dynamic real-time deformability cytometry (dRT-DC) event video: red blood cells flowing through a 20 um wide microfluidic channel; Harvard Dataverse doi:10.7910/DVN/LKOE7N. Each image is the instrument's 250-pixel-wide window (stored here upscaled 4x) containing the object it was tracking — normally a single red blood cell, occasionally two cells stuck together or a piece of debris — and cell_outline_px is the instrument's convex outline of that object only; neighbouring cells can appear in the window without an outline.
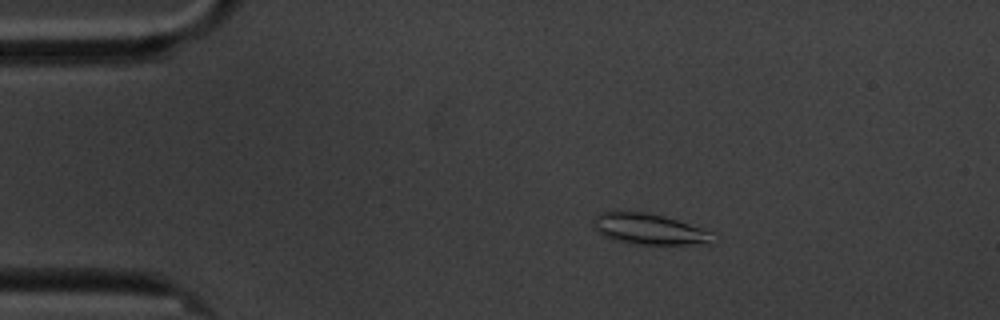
{"species": "common noctule bat (a hibernating species)", "species_latin": "Nyctalus noctula", "temperature_condition": "cold", "stored_images_in_passage": 58, "camera_frame_rate_fps": 3000, "um_per_image_px": 0.085, "animal": {"sex": "male", "body_mass_g": 20.1, "forearm_length_mm": 53.5}, "frame": {"image": 1, "passage_image": 10, "time_ms": 3.0, "image_size_px": [1000, 320], "cell_outline_px": [[720, 236], [712, 244], [636, 244], [612, 240], [596, 232], [592, 220], [600, 212], [644, 212], [664, 216], [712, 232]], "centroid_in_image_um": [55.22, 19.49], "position_along_channel_um": 29.8, "area_um2": 21.62}}
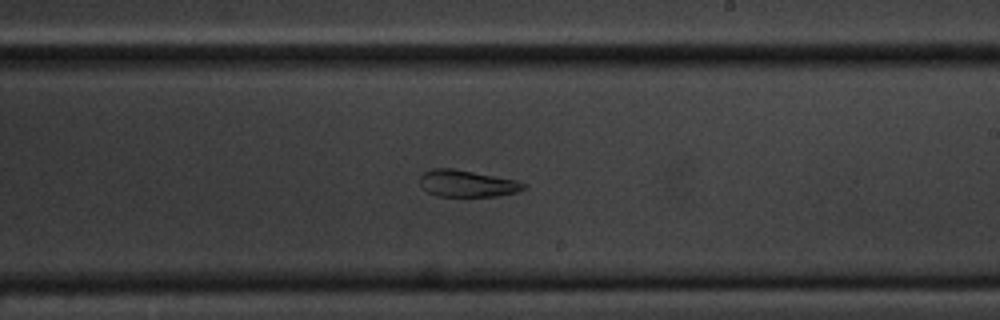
{"frame": {"image": 2, "passage_image": 34, "time_ms": 11.0, "image_size_px": [1000, 320], "cell_outline_px": [[528, 188], [516, 192], [496, 196], [436, 196], [428, 192], [420, 184], [420, 176], [424, 172], [432, 168], [452, 168], [516, 180], [528, 184]], "centroid_in_image_um": [39.72, 15.6], "position_along_channel_um": 249.3, "area_um2": 16.18}}
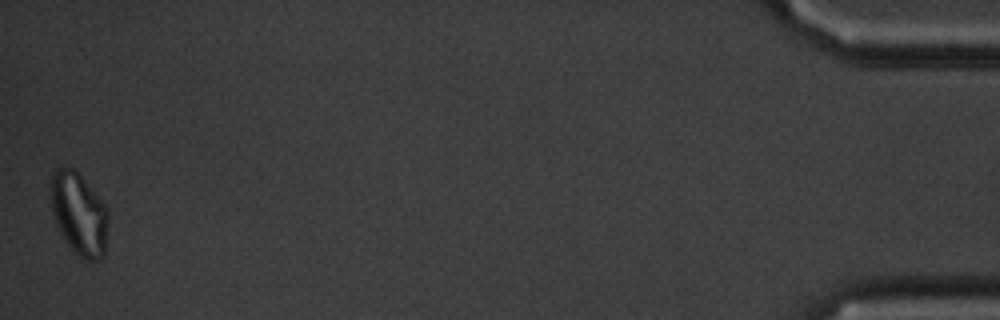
{"frame": {"image": 3, "passage_image": 58, "time_ms": 19.0, "image_size_px": [1000, 320], "cell_outline_px": [[108, 220], [104, 256], [100, 260], [80, 260], [72, 252], [64, 240], [56, 224], [52, 212], [48, 184], [52, 172], [56, 168], [72, 168], [80, 176], [108, 208]], "centroid_in_image_um": [6.68, 18.22], "position_along_channel_um": 428.5, "area_um2": 28.09}, "authors_computed_cell_mechanics": {"area_um2": 21.0103, "velocity_mm_per_s": 3.3808, "shape_relaxation_time_tau1_ms": null, "shape_relaxation_time_tau2_ms": 2.37, "deformation_change_tau1": null, "deformation_change_tau2": 0.0872}}